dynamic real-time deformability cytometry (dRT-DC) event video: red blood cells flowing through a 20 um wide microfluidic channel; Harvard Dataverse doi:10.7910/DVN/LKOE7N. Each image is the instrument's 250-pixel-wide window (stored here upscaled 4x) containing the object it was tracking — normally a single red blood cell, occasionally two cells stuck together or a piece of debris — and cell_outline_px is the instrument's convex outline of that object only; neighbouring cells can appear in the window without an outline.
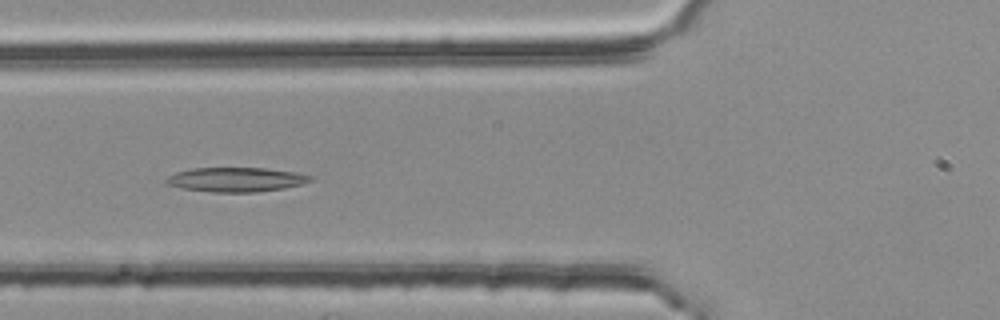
{"species": "common noctule bat (a hibernating species)", "species_latin": "Nyctalus noctula", "temperature_condition": "room temperature", "stored_images_in_passage": 38, "camera_frame_rate_fps": 3000, "um_per_image_px": 0.085, "animal": {"sex": "female", "body_mass_g": 25.1}, "frame": {"image": 1, "passage_image": 5, "time_ms": 1.333, "image_size_px": [1000, 320], "cell_outline_px": [[312, 180], [304, 184], [284, 188], [256, 192], [212, 192], [180, 188], [168, 184], [164, 180], [168, 176], [176, 172], [192, 168], [264, 168], [292, 172], [312, 176]], "centroid_in_image_um": [20.04, 15.27], "position_along_channel_um": 105.8, "area_um2": 20.4}}
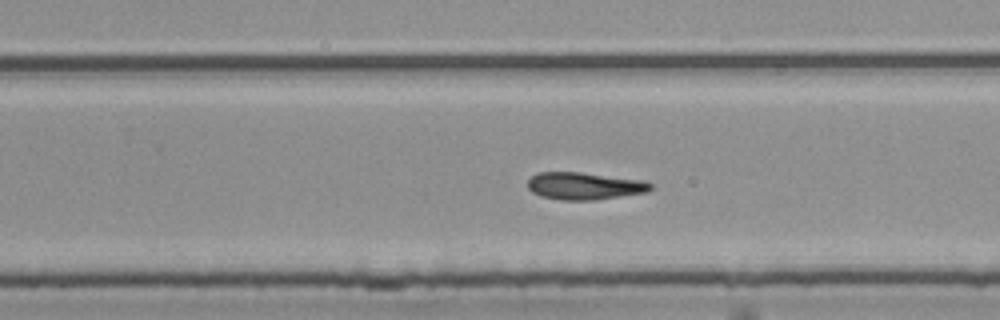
{"frame": {"image": 2, "passage_image": 19, "time_ms": 6.0, "image_size_px": [1000, 320], "cell_outline_px": [[652, 188], [648, 192], [592, 200], [560, 200], [540, 196], [532, 192], [528, 188], [528, 180], [536, 172], [580, 172], [640, 180], [652, 184]], "centroid_in_image_um": [49.63, 15.81], "position_along_channel_um": 280.2, "area_um2": 19.42}}
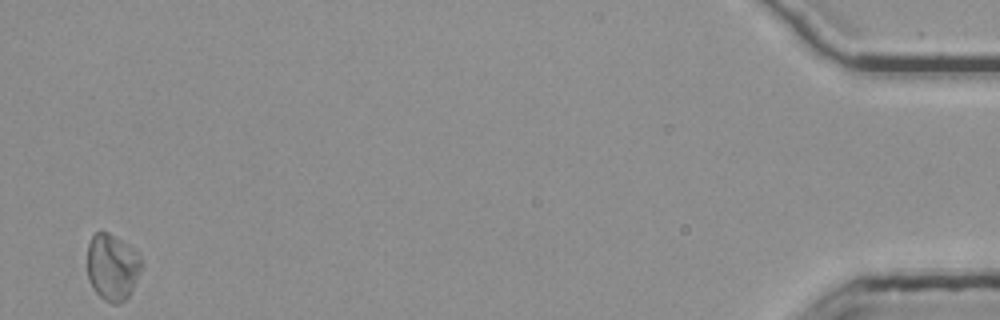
{"frame": {"image": 3, "passage_image": 38, "time_ms": 12.333, "image_size_px": [1000, 320], "cell_outline_px": [[144, 264], [128, 296], [120, 304], [112, 304], [104, 300], [92, 288], [88, 280], [88, 244], [92, 236], [96, 232], [108, 232], [128, 244], [140, 256]], "centroid_in_image_um": [9.55, 22.71], "position_along_channel_um": 425.7, "area_um2": 21.04}}